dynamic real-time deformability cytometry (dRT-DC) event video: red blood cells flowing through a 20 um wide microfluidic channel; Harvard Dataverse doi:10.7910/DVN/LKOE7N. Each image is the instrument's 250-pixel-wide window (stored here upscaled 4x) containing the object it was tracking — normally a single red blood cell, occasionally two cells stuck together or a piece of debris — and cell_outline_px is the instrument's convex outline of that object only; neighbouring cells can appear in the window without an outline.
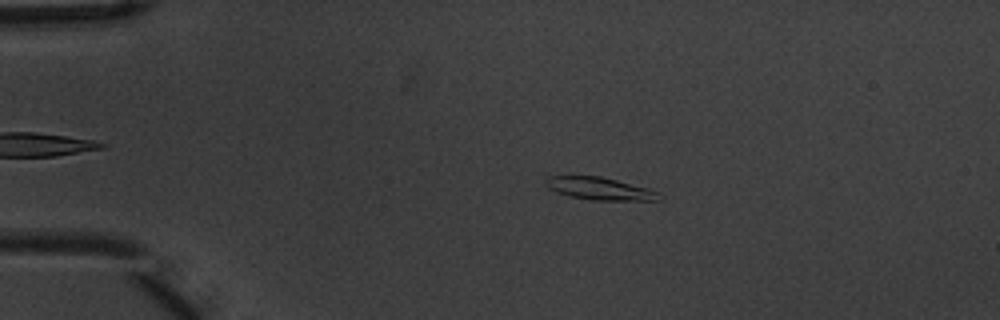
{"species": "common noctule bat (a hibernating species)", "species_latin": "Nyctalus noctula", "temperature_condition": "warm", "stored_images_in_passage": 8, "camera_frame_rate_fps": 3000, "um_per_image_px": 0.085, "animal": {"sex": "male", "body_mass_g": 20.1, "forearm_length_mm": 53.5}, "frame": {"image": 1, "passage_image": 3, "time_ms": 0.667, "image_size_px": [1000, 320], "cell_outline_px": [[664, 196], [660, 200], [592, 200], [572, 196], [556, 192], [548, 188], [544, 184], [544, 180], [548, 176], [600, 176], [648, 188], [660, 192]], "centroid_in_image_um": [51.0, 16.03], "position_along_channel_um": 34.0, "area_um2": 14.91}}
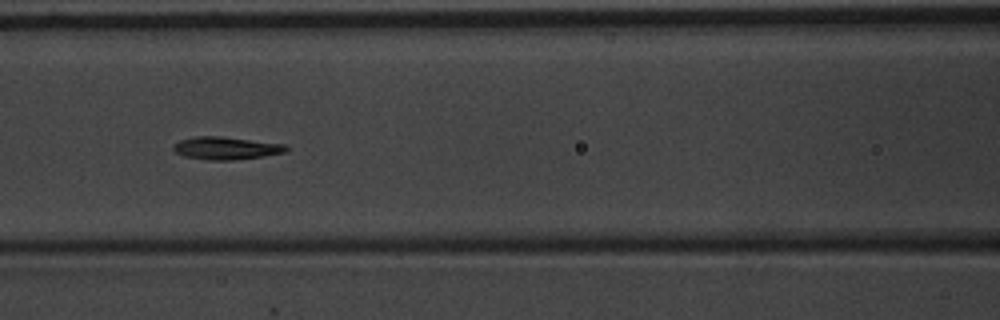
{"frame": {"image": 2, "passage_image": 7, "time_ms": 2.0, "image_size_px": [1000, 320], "cell_outline_px": [[288, 148], [284, 152], [264, 156], [232, 160], [208, 160], [184, 156], [176, 152], [172, 148], [172, 144], [180, 140], [196, 136], [220, 136], [284, 144]], "centroid_in_image_um": [19.17, 12.59], "position_along_channel_um": 147.4, "area_um2": 14.8}}
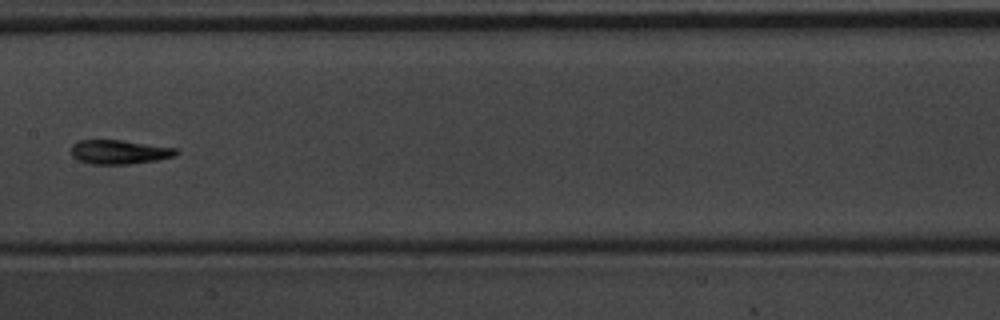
{"frame": {"image": 3, "passage_image": 8, "time_ms": 2.333, "image_size_px": [1000, 320], "cell_outline_px": [[180, 152], [172, 156], [156, 160], [128, 164], [92, 164], [80, 160], [72, 156], [72, 144], [80, 140], [120, 140], [176, 148]], "centroid_in_image_um": [10.13, 12.91], "position_along_channel_um": 197.3, "area_um2": 14.51}}